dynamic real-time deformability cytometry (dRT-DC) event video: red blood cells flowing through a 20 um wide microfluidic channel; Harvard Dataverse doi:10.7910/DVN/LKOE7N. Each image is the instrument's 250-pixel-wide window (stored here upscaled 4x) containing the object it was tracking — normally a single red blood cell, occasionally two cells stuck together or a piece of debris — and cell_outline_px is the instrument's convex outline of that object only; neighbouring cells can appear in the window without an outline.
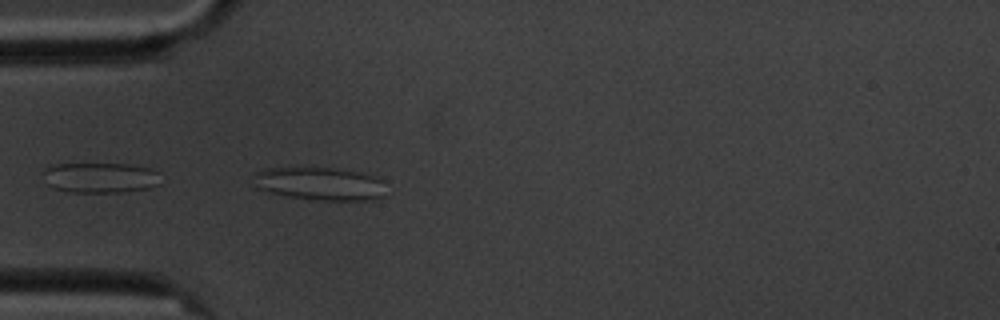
{"species": "common noctule bat (a hibernating species)", "species_latin": "Nyctalus noctula", "temperature_condition": "cold", "stored_images_in_passage": 5, "camera_frame_rate_fps": 3000, "um_per_image_px": 0.085, "animal": {"sex": "male", "body_mass_g": 20.1, "forearm_length_mm": 53.5}, "frame": {"image": 1, "passage_image": 5, "time_ms": 4.667, "image_size_px": [1000, 320], "cell_outline_px": [[384, 196], [372, 200], [308, 200], [288, 196], [252, 188], [252, 176], [256, 172], [264, 168], [328, 168], [360, 172], [384, 180]], "centroid_in_image_um": [27.12, 15.63], "position_along_channel_um": 57.9, "area_um2": 25.84}}